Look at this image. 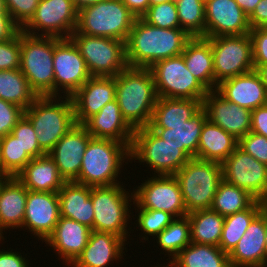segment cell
I'll use <instances>...</instances> for the list:
<instances>
[{"mask_svg": "<svg viewBox=\"0 0 267 267\" xmlns=\"http://www.w3.org/2000/svg\"><path fill=\"white\" fill-rule=\"evenodd\" d=\"M77 20L78 10L71 0H40L34 16L21 30L32 36L67 39L76 30Z\"/></svg>", "mask_w": 267, "mask_h": 267, "instance_id": "4fadbf2b", "label": "cell"}, {"mask_svg": "<svg viewBox=\"0 0 267 267\" xmlns=\"http://www.w3.org/2000/svg\"><path fill=\"white\" fill-rule=\"evenodd\" d=\"M190 222L191 243L219 247L225 217L212 209L195 210L187 214Z\"/></svg>", "mask_w": 267, "mask_h": 267, "instance_id": "e575fe53", "label": "cell"}, {"mask_svg": "<svg viewBox=\"0 0 267 267\" xmlns=\"http://www.w3.org/2000/svg\"><path fill=\"white\" fill-rule=\"evenodd\" d=\"M135 19L121 0H102L78 11L76 31L126 42Z\"/></svg>", "mask_w": 267, "mask_h": 267, "instance_id": "8992f818", "label": "cell"}, {"mask_svg": "<svg viewBox=\"0 0 267 267\" xmlns=\"http://www.w3.org/2000/svg\"><path fill=\"white\" fill-rule=\"evenodd\" d=\"M262 211V201L256 200L249 208L225 216L219 247L229 254L245 234L252 220Z\"/></svg>", "mask_w": 267, "mask_h": 267, "instance_id": "8d00e7d4", "label": "cell"}, {"mask_svg": "<svg viewBox=\"0 0 267 267\" xmlns=\"http://www.w3.org/2000/svg\"><path fill=\"white\" fill-rule=\"evenodd\" d=\"M71 1L73 2L76 9L79 11L86 6L96 4L102 0H71Z\"/></svg>", "mask_w": 267, "mask_h": 267, "instance_id": "6f0895ef", "label": "cell"}, {"mask_svg": "<svg viewBox=\"0 0 267 267\" xmlns=\"http://www.w3.org/2000/svg\"><path fill=\"white\" fill-rule=\"evenodd\" d=\"M154 238L161 248L159 250H165V256L168 254L169 259L172 258L173 260L181 250L191 243L188 216L175 218Z\"/></svg>", "mask_w": 267, "mask_h": 267, "instance_id": "f35d334b", "label": "cell"}, {"mask_svg": "<svg viewBox=\"0 0 267 267\" xmlns=\"http://www.w3.org/2000/svg\"><path fill=\"white\" fill-rule=\"evenodd\" d=\"M28 195L26 187L16 178L9 177L0 190V243L6 229L22 228Z\"/></svg>", "mask_w": 267, "mask_h": 267, "instance_id": "83f0119b", "label": "cell"}, {"mask_svg": "<svg viewBox=\"0 0 267 267\" xmlns=\"http://www.w3.org/2000/svg\"><path fill=\"white\" fill-rule=\"evenodd\" d=\"M207 118L236 139L251 131V110L227 101L216 90L208 91L202 102Z\"/></svg>", "mask_w": 267, "mask_h": 267, "instance_id": "ffe728a7", "label": "cell"}, {"mask_svg": "<svg viewBox=\"0 0 267 267\" xmlns=\"http://www.w3.org/2000/svg\"><path fill=\"white\" fill-rule=\"evenodd\" d=\"M255 201L247 191L222 180L211 209L225 217L249 208Z\"/></svg>", "mask_w": 267, "mask_h": 267, "instance_id": "74e56055", "label": "cell"}, {"mask_svg": "<svg viewBox=\"0 0 267 267\" xmlns=\"http://www.w3.org/2000/svg\"><path fill=\"white\" fill-rule=\"evenodd\" d=\"M139 209V210H138ZM136 212H138V216H136L137 220L136 227H140V231L142 230L141 239L148 240V235L153 238L156 237L163 229H165L174 219L175 217L161 210H153V209H144L138 208ZM147 235V236H146Z\"/></svg>", "mask_w": 267, "mask_h": 267, "instance_id": "b9f144b4", "label": "cell"}, {"mask_svg": "<svg viewBox=\"0 0 267 267\" xmlns=\"http://www.w3.org/2000/svg\"><path fill=\"white\" fill-rule=\"evenodd\" d=\"M24 116V110L0 99V138L12 132L17 122Z\"/></svg>", "mask_w": 267, "mask_h": 267, "instance_id": "c3c4849f", "label": "cell"}, {"mask_svg": "<svg viewBox=\"0 0 267 267\" xmlns=\"http://www.w3.org/2000/svg\"><path fill=\"white\" fill-rule=\"evenodd\" d=\"M54 37L32 36L21 30L20 70L38 96H54Z\"/></svg>", "mask_w": 267, "mask_h": 267, "instance_id": "ba28073f", "label": "cell"}, {"mask_svg": "<svg viewBox=\"0 0 267 267\" xmlns=\"http://www.w3.org/2000/svg\"><path fill=\"white\" fill-rule=\"evenodd\" d=\"M38 97L20 69L0 70V99L26 110Z\"/></svg>", "mask_w": 267, "mask_h": 267, "instance_id": "d590c367", "label": "cell"}, {"mask_svg": "<svg viewBox=\"0 0 267 267\" xmlns=\"http://www.w3.org/2000/svg\"><path fill=\"white\" fill-rule=\"evenodd\" d=\"M248 19L251 29L267 27V0H261Z\"/></svg>", "mask_w": 267, "mask_h": 267, "instance_id": "f5cc1de1", "label": "cell"}, {"mask_svg": "<svg viewBox=\"0 0 267 267\" xmlns=\"http://www.w3.org/2000/svg\"><path fill=\"white\" fill-rule=\"evenodd\" d=\"M251 132L267 137V104L252 110Z\"/></svg>", "mask_w": 267, "mask_h": 267, "instance_id": "f907efd6", "label": "cell"}, {"mask_svg": "<svg viewBox=\"0 0 267 267\" xmlns=\"http://www.w3.org/2000/svg\"><path fill=\"white\" fill-rule=\"evenodd\" d=\"M266 244H267V215H266Z\"/></svg>", "mask_w": 267, "mask_h": 267, "instance_id": "03108f58", "label": "cell"}, {"mask_svg": "<svg viewBox=\"0 0 267 267\" xmlns=\"http://www.w3.org/2000/svg\"><path fill=\"white\" fill-rule=\"evenodd\" d=\"M115 82L123 118L134 130L147 127L158 99L151 69L127 67L115 76Z\"/></svg>", "mask_w": 267, "mask_h": 267, "instance_id": "7a4b0ae2", "label": "cell"}, {"mask_svg": "<svg viewBox=\"0 0 267 267\" xmlns=\"http://www.w3.org/2000/svg\"><path fill=\"white\" fill-rule=\"evenodd\" d=\"M123 183L111 186L91 187V195L94 208L93 231L112 233L122 237L126 242L128 232V221L131 218V200L133 191H126ZM129 194V195H128ZM131 196V197H130ZM130 202V203H129ZM130 208V209H129ZM130 213V214H129ZM129 234V235H128Z\"/></svg>", "mask_w": 267, "mask_h": 267, "instance_id": "52a82bcc", "label": "cell"}, {"mask_svg": "<svg viewBox=\"0 0 267 267\" xmlns=\"http://www.w3.org/2000/svg\"><path fill=\"white\" fill-rule=\"evenodd\" d=\"M158 97L204 100L208 89L189 71L182 55L150 67Z\"/></svg>", "mask_w": 267, "mask_h": 267, "instance_id": "8fae6325", "label": "cell"}, {"mask_svg": "<svg viewBox=\"0 0 267 267\" xmlns=\"http://www.w3.org/2000/svg\"><path fill=\"white\" fill-rule=\"evenodd\" d=\"M9 177L10 176L5 171L0 169V190Z\"/></svg>", "mask_w": 267, "mask_h": 267, "instance_id": "91938a15", "label": "cell"}, {"mask_svg": "<svg viewBox=\"0 0 267 267\" xmlns=\"http://www.w3.org/2000/svg\"><path fill=\"white\" fill-rule=\"evenodd\" d=\"M91 231L92 229L75 220L60 216L54 231L45 243L70 266L86 247Z\"/></svg>", "mask_w": 267, "mask_h": 267, "instance_id": "cb8c5ba5", "label": "cell"}, {"mask_svg": "<svg viewBox=\"0 0 267 267\" xmlns=\"http://www.w3.org/2000/svg\"><path fill=\"white\" fill-rule=\"evenodd\" d=\"M27 190L55 192L62 188L65 180L60 176L55 161L48 155L33 158L16 176Z\"/></svg>", "mask_w": 267, "mask_h": 267, "instance_id": "f1b7e54d", "label": "cell"}, {"mask_svg": "<svg viewBox=\"0 0 267 267\" xmlns=\"http://www.w3.org/2000/svg\"><path fill=\"white\" fill-rule=\"evenodd\" d=\"M168 1H174V0H150V5L165 3V2H168Z\"/></svg>", "mask_w": 267, "mask_h": 267, "instance_id": "6125c7cd", "label": "cell"}, {"mask_svg": "<svg viewBox=\"0 0 267 267\" xmlns=\"http://www.w3.org/2000/svg\"><path fill=\"white\" fill-rule=\"evenodd\" d=\"M21 29L10 39L0 42V70L20 68Z\"/></svg>", "mask_w": 267, "mask_h": 267, "instance_id": "f6af8a7d", "label": "cell"}, {"mask_svg": "<svg viewBox=\"0 0 267 267\" xmlns=\"http://www.w3.org/2000/svg\"><path fill=\"white\" fill-rule=\"evenodd\" d=\"M141 18L156 27L164 29L180 28L175 1L150 5Z\"/></svg>", "mask_w": 267, "mask_h": 267, "instance_id": "7bdbcfd3", "label": "cell"}, {"mask_svg": "<svg viewBox=\"0 0 267 267\" xmlns=\"http://www.w3.org/2000/svg\"><path fill=\"white\" fill-rule=\"evenodd\" d=\"M202 100L158 97L150 129H169V126L185 124L202 109Z\"/></svg>", "mask_w": 267, "mask_h": 267, "instance_id": "f546056e", "label": "cell"}, {"mask_svg": "<svg viewBox=\"0 0 267 267\" xmlns=\"http://www.w3.org/2000/svg\"><path fill=\"white\" fill-rule=\"evenodd\" d=\"M115 234L91 231L88 243L71 267H107L111 261H120L128 243ZM125 244V245H124ZM73 265V266H72Z\"/></svg>", "mask_w": 267, "mask_h": 267, "instance_id": "d4e9b609", "label": "cell"}, {"mask_svg": "<svg viewBox=\"0 0 267 267\" xmlns=\"http://www.w3.org/2000/svg\"><path fill=\"white\" fill-rule=\"evenodd\" d=\"M31 160L12 133L0 138V169L10 177H16Z\"/></svg>", "mask_w": 267, "mask_h": 267, "instance_id": "60d3db41", "label": "cell"}, {"mask_svg": "<svg viewBox=\"0 0 267 267\" xmlns=\"http://www.w3.org/2000/svg\"><path fill=\"white\" fill-rule=\"evenodd\" d=\"M189 71L209 91L216 90L218 83L214 79L213 53L210 39L192 37L181 54Z\"/></svg>", "mask_w": 267, "mask_h": 267, "instance_id": "4dcf8cb0", "label": "cell"}, {"mask_svg": "<svg viewBox=\"0 0 267 267\" xmlns=\"http://www.w3.org/2000/svg\"><path fill=\"white\" fill-rule=\"evenodd\" d=\"M24 116L31 122L37 142L46 154L76 125L71 97L39 96L24 110Z\"/></svg>", "mask_w": 267, "mask_h": 267, "instance_id": "277c9868", "label": "cell"}, {"mask_svg": "<svg viewBox=\"0 0 267 267\" xmlns=\"http://www.w3.org/2000/svg\"><path fill=\"white\" fill-rule=\"evenodd\" d=\"M40 0H5L7 12L13 22L22 29L34 16Z\"/></svg>", "mask_w": 267, "mask_h": 267, "instance_id": "bcb514c9", "label": "cell"}, {"mask_svg": "<svg viewBox=\"0 0 267 267\" xmlns=\"http://www.w3.org/2000/svg\"><path fill=\"white\" fill-rule=\"evenodd\" d=\"M238 147L267 165V137L250 131L238 140Z\"/></svg>", "mask_w": 267, "mask_h": 267, "instance_id": "7dc6e473", "label": "cell"}, {"mask_svg": "<svg viewBox=\"0 0 267 267\" xmlns=\"http://www.w3.org/2000/svg\"><path fill=\"white\" fill-rule=\"evenodd\" d=\"M19 30L9 13H0V42L12 38Z\"/></svg>", "mask_w": 267, "mask_h": 267, "instance_id": "db71d44e", "label": "cell"}, {"mask_svg": "<svg viewBox=\"0 0 267 267\" xmlns=\"http://www.w3.org/2000/svg\"><path fill=\"white\" fill-rule=\"evenodd\" d=\"M53 69L54 96L64 93V97H71L91 77L84 58L70 38L54 37Z\"/></svg>", "mask_w": 267, "mask_h": 267, "instance_id": "5bb4252c", "label": "cell"}, {"mask_svg": "<svg viewBox=\"0 0 267 267\" xmlns=\"http://www.w3.org/2000/svg\"><path fill=\"white\" fill-rule=\"evenodd\" d=\"M121 2L133 13L136 18L142 15L149 9L150 0H121Z\"/></svg>", "mask_w": 267, "mask_h": 267, "instance_id": "11a10c76", "label": "cell"}, {"mask_svg": "<svg viewBox=\"0 0 267 267\" xmlns=\"http://www.w3.org/2000/svg\"><path fill=\"white\" fill-rule=\"evenodd\" d=\"M168 262H169V264H168L167 266H161V265H158V267H159V266H161V267H173L171 261H168ZM155 267H157V265H156Z\"/></svg>", "mask_w": 267, "mask_h": 267, "instance_id": "e7e4bbea", "label": "cell"}, {"mask_svg": "<svg viewBox=\"0 0 267 267\" xmlns=\"http://www.w3.org/2000/svg\"><path fill=\"white\" fill-rule=\"evenodd\" d=\"M238 147V139L207 119L198 143V159L222 164Z\"/></svg>", "mask_w": 267, "mask_h": 267, "instance_id": "1f68e13d", "label": "cell"}, {"mask_svg": "<svg viewBox=\"0 0 267 267\" xmlns=\"http://www.w3.org/2000/svg\"><path fill=\"white\" fill-rule=\"evenodd\" d=\"M207 113L202 108L185 124L169 126V129H152L161 139L179 146L190 159L198 158V143Z\"/></svg>", "mask_w": 267, "mask_h": 267, "instance_id": "d6a6232c", "label": "cell"}, {"mask_svg": "<svg viewBox=\"0 0 267 267\" xmlns=\"http://www.w3.org/2000/svg\"><path fill=\"white\" fill-rule=\"evenodd\" d=\"M180 28L191 37H205V0H174Z\"/></svg>", "mask_w": 267, "mask_h": 267, "instance_id": "ab89813d", "label": "cell"}, {"mask_svg": "<svg viewBox=\"0 0 267 267\" xmlns=\"http://www.w3.org/2000/svg\"><path fill=\"white\" fill-rule=\"evenodd\" d=\"M83 125L93 138L113 139L131 147L134 129L123 118L116 99L107 103Z\"/></svg>", "mask_w": 267, "mask_h": 267, "instance_id": "484cf974", "label": "cell"}, {"mask_svg": "<svg viewBox=\"0 0 267 267\" xmlns=\"http://www.w3.org/2000/svg\"><path fill=\"white\" fill-rule=\"evenodd\" d=\"M19 253L18 251L13 252V249L10 251L0 250V267H30L28 259Z\"/></svg>", "mask_w": 267, "mask_h": 267, "instance_id": "816d5d0a", "label": "cell"}, {"mask_svg": "<svg viewBox=\"0 0 267 267\" xmlns=\"http://www.w3.org/2000/svg\"><path fill=\"white\" fill-rule=\"evenodd\" d=\"M11 133L16 137L23 151L32 159L46 155L37 142V135L31 122L25 116L17 122Z\"/></svg>", "mask_w": 267, "mask_h": 267, "instance_id": "ee69618b", "label": "cell"}, {"mask_svg": "<svg viewBox=\"0 0 267 267\" xmlns=\"http://www.w3.org/2000/svg\"><path fill=\"white\" fill-rule=\"evenodd\" d=\"M0 13H8L5 5V0H0Z\"/></svg>", "mask_w": 267, "mask_h": 267, "instance_id": "94428289", "label": "cell"}, {"mask_svg": "<svg viewBox=\"0 0 267 267\" xmlns=\"http://www.w3.org/2000/svg\"><path fill=\"white\" fill-rule=\"evenodd\" d=\"M255 71L259 74L267 92V64L260 65Z\"/></svg>", "mask_w": 267, "mask_h": 267, "instance_id": "680465c9", "label": "cell"}, {"mask_svg": "<svg viewBox=\"0 0 267 267\" xmlns=\"http://www.w3.org/2000/svg\"><path fill=\"white\" fill-rule=\"evenodd\" d=\"M240 8L249 16L261 0H235Z\"/></svg>", "mask_w": 267, "mask_h": 267, "instance_id": "9f6ffc18", "label": "cell"}, {"mask_svg": "<svg viewBox=\"0 0 267 267\" xmlns=\"http://www.w3.org/2000/svg\"><path fill=\"white\" fill-rule=\"evenodd\" d=\"M262 210L267 215V198L262 201Z\"/></svg>", "mask_w": 267, "mask_h": 267, "instance_id": "be15d7a7", "label": "cell"}, {"mask_svg": "<svg viewBox=\"0 0 267 267\" xmlns=\"http://www.w3.org/2000/svg\"><path fill=\"white\" fill-rule=\"evenodd\" d=\"M91 187L65 182L58 191L60 216L75 220L93 230L94 208Z\"/></svg>", "mask_w": 267, "mask_h": 267, "instance_id": "4316f807", "label": "cell"}, {"mask_svg": "<svg viewBox=\"0 0 267 267\" xmlns=\"http://www.w3.org/2000/svg\"><path fill=\"white\" fill-rule=\"evenodd\" d=\"M71 98L76 124H84L116 99L115 77L91 76Z\"/></svg>", "mask_w": 267, "mask_h": 267, "instance_id": "44dd1931", "label": "cell"}, {"mask_svg": "<svg viewBox=\"0 0 267 267\" xmlns=\"http://www.w3.org/2000/svg\"><path fill=\"white\" fill-rule=\"evenodd\" d=\"M170 261L173 267H231L220 247L200 243H190Z\"/></svg>", "mask_w": 267, "mask_h": 267, "instance_id": "836d02e7", "label": "cell"}, {"mask_svg": "<svg viewBox=\"0 0 267 267\" xmlns=\"http://www.w3.org/2000/svg\"><path fill=\"white\" fill-rule=\"evenodd\" d=\"M127 160V161H126ZM130 162V148L113 139L92 138L83 154L81 169L75 181L89 187L121 184L118 177L123 163Z\"/></svg>", "mask_w": 267, "mask_h": 267, "instance_id": "3957f363", "label": "cell"}, {"mask_svg": "<svg viewBox=\"0 0 267 267\" xmlns=\"http://www.w3.org/2000/svg\"><path fill=\"white\" fill-rule=\"evenodd\" d=\"M133 159L145 163L153 175H174L190 160L179 146L164 141L148 126L134 130L130 161Z\"/></svg>", "mask_w": 267, "mask_h": 267, "instance_id": "9c48e42d", "label": "cell"}, {"mask_svg": "<svg viewBox=\"0 0 267 267\" xmlns=\"http://www.w3.org/2000/svg\"><path fill=\"white\" fill-rule=\"evenodd\" d=\"M158 176V177H157ZM133 198L137 208L161 210L175 218L187 216L181 189L174 175H154L134 190Z\"/></svg>", "mask_w": 267, "mask_h": 267, "instance_id": "9a60e30c", "label": "cell"}, {"mask_svg": "<svg viewBox=\"0 0 267 267\" xmlns=\"http://www.w3.org/2000/svg\"><path fill=\"white\" fill-rule=\"evenodd\" d=\"M174 177L181 189L188 213L211 209L218 186L223 180L222 165L194 157Z\"/></svg>", "mask_w": 267, "mask_h": 267, "instance_id": "5b68a950", "label": "cell"}, {"mask_svg": "<svg viewBox=\"0 0 267 267\" xmlns=\"http://www.w3.org/2000/svg\"><path fill=\"white\" fill-rule=\"evenodd\" d=\"M252 41V57L254 70L260 65L267 64V27H258L250 30Z\"/></svg>", "mask_w": 267, "mask_h": 267, "instance_id": "681fc988", "label": "cell"}, {"mask_svg": "<svg viewBox=\"0 0 267 267\" xmlns=\"http://www.w3.org/2000/svg\"><path fill=\"white\" fill-rule=\"evenodd\" d=\"M192 37L181 28H160L136 18L126 41L128 67L150 68L182 54Z\"/></svg>", "mask_w": 267, "mask_h": 267, "instance_id": "6da1fadb", "label": "cell"}, {"mask_svg": "<svg viewBox=\"0 0 267 267\" xmlns=\"http://www.w3.org/2000/svg\"><path fill=\"white\" fill-rule=\"evenodd\" d=\"M60 218L59 196L55 192L28 190L22 229L45 242Z\"/></svg>", "mask_w": 267, "mask_h": 267, "instance_id": "ac0fdd59", "label": "cell"}, {"mask_svg": "<svg viewBox=\"0 0 267 267\" xmlns=\"http://www.w3.org/2000/svg\"><path fill=\"white\" fill-rule=\"evenodd\" d=\"M216 91L227 101L251 111L267 104L265 86L255 70L221 81Z\"/></svg>", "mask_w": 267, "mask_h": 267, "instance_id": "603a6c76", "label": "cell"}, {"mask_svg": "<svg viewBox=\"0 0 267 267\" xmlns=\"http://www.w3.org/2000/svg\"><path fill=\"white\" fill-rule=\"evenodd\" d=\"M221 165L224 181L247 191L258 201L267 198V165L239 147Z\"/></svg>", "mask_w": 267, "mask_h": 267, "instance_id": "2e32d148", "label": "cell"}, {"mask_svg": "<svg viewBox=\"0 0 267 267\" xmlns=\"http://www.w3.org/2000/svg\"><path fill=\"white\" fill-rule=\"evenodd\" d=\"M214 79L221 81L254 70L252 41L248 34L210 37Z\"/></svg>", "mask_w": 267, "mask_h": 267, "instance_id": "7c38bea8", "label": "cell"}, {"mask_svg": "<svg viewBox=\"0 0 267 267\" xmlns=\"http://www.w3.org/2000/svg\"><path fill=\"white\" fill-rule=\"evenodd\" d=\"M92 138L83 124H76L48 153L55 161L59 174L65 182L78 179L83 154Z\"/></svg>", "mask_w": 267, "mask_h": 267, "instance_id": "d6986e66", "label": "cell"}, {"mask_svg": "<svg viewBox=\"0 0 267 267\" xmlns=\"http://www.w3.org/2000/svg\"><path fill=\"white\" fill-rule=\"evenodd\" d=\"M70 39L79 49L91 76L115 77L128 67L125 41L88 36L76 30Z\"/></svg>", "mask_w": 267, "mask_h": 267, "instance_id": "30bf717a", "label": "cell"}, {"mask_svg": "<svg viewBox=\"0 0 267 267\" xmlns=\"http://www.w3.org/2000/svg\"><path fill=\"white\" fill-rule=\"evenodd\" d=\"M231 267H267L266 214L262 210L228 254Z\"/></svg>", "mask_w": 267, "mask_h": 267, "instance_id": "7402d4cb", "label": "cell"}, {"mask_svg": "<svg viewBox=\"0 0 267 267\" xmlns=\"http://www.w3.org/2000/svg\"><path fill=\"white\" fill-rule=\"evenodd\" d=\"M205 38L250 33L248 15L235 0H205Z\"/></svg>", "mask_w": 267, "mask_h": 267, "instance_id": "e0dca14e", "label": "cell"}]
</instances>
